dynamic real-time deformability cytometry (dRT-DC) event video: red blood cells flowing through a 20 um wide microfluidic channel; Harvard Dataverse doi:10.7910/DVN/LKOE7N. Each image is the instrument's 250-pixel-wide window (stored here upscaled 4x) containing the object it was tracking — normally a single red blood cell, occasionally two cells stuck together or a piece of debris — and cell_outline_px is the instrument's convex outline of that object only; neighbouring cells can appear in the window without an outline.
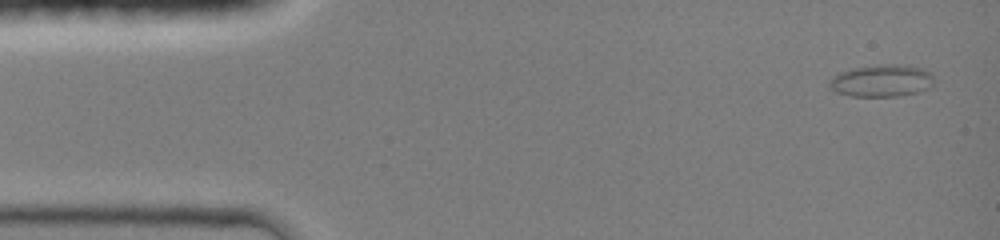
{"species": "common noctule bat (a hibernating species)", "species_latin": "Nyctalus noctula", "temperature_condition": "room temperature", "stored_images_in_passage": 36, "camera_frame_rate_fps": 3000, "um_per_image_px": 0.085, "animal": {"sex": "female", "body_mass_g": 19.0, "forearm_length_mm": 51.5}, "frame": {"image": 1, "passage_image": 1, "time_ms": 0.0, "image_size_px": [1000, 240], "cell_outline_px": [[932, 88], [900, 96], [852, 96], [836, 92], [828, 84], [832, 76], [840, 72], [852, 68], [880, 64], [904, 64], [924, 68], [932, 76]], "centroid_in_image_um": [74.95, 6.85], "position_along_channel_um": 10.1, "area_um2": 19.71}}
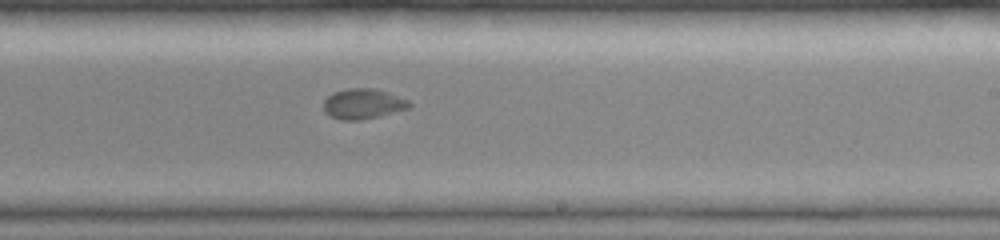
{"frame": {"image": 2, "passage_image": 17, "time_ms": 8.333, "image_size_px": [1000, 240], "cell_outline_px": [[412, 104], [408, 108], [380, 116], [360, 120], [340, 120], [324, 112], [324, 100], [332, 92], [348, 88], [372, 88], [388, 92], [408, 100]], "centroid_in_image_um": [30.84, 8.82], "position_along_channel_um": 258.2, "area_um2": 15.09}}
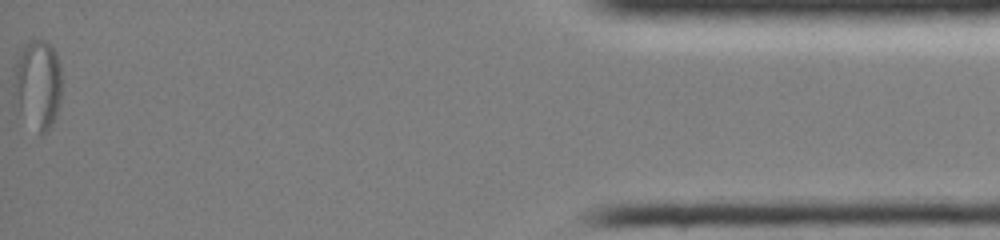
{"frame": {"image": 3, "passage_image": 36, "time_ms": 14.333, "image_size_px": [1000, 240], "cell_outline_px": [[60, 100], [56, 116], [48, 132], [40, 136], [12, 100], [12, 84], [16, 60], [20, 52], [32, 40], [44, 40], [56, 52], [60, 64]], "centroid_in_image_um": [3.19, 7.21], "position_along_channel_um": 432.0, "area_um2": 25.09}}